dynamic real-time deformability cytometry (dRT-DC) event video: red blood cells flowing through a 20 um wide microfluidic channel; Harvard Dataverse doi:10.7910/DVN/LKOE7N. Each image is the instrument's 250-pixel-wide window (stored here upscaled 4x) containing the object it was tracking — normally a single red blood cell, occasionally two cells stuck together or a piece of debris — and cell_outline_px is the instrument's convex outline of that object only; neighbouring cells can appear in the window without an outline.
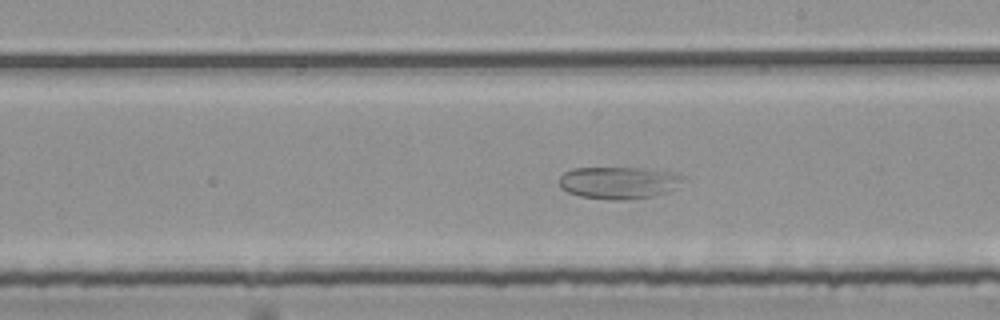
{"species": "common noctule bat (a hibernating species)", "species_latin": "Nyctalus noctula", "temperature_condition": "room temperature", "stored_images_in_passage": 55, "camera_frame_rate_fps": 3000, "um_per_image_px": 0.085, "animal": {"sex": "female", "body_mass_g": 25.1}, "frame": {"image": 1, "passage_image": 32, "time_ms": 10.333, "image_size_px": [1000, 320], "cell_outline_px": [[684, 176], [676, 188], [668, 192], [652, 196], [624, 200], [612, 200], [580, 196], [568, 192], [560, 188], [560, 176], [564, 172], [572, 168], [660, 168]], "centroid_in_image_um": [52.61, 15.51], "position_along_channel_um": 236.4, "area_um2": 23.41}}